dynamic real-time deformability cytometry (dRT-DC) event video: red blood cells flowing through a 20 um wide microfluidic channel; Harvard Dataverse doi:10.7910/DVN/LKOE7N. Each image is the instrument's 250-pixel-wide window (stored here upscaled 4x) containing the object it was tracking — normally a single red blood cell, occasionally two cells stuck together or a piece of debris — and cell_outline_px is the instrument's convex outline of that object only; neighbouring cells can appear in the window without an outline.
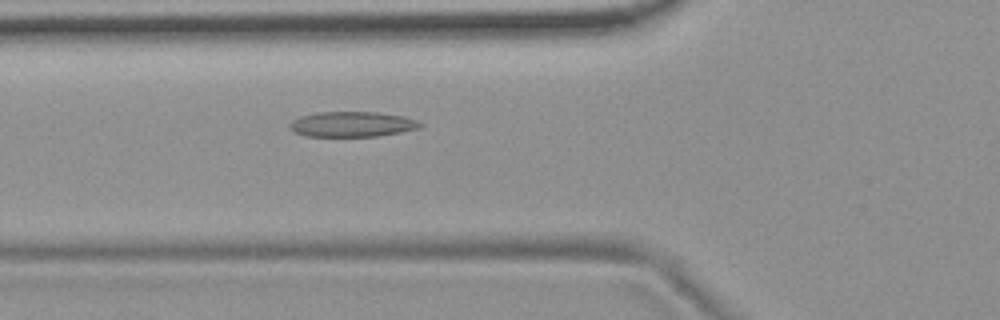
{"species": "common noctule bat (a hibernating species)", "species_latin": "Nyctalus noctula", "temperature_condition": "room temperature", "stored_images_in_passage": 5, "camera_frame_rate_fps": 3000, "um_per_image_px": 0.085, "animal": {"sex": "female", "body_mass_g": 19.9}, "frame": {"image": 1, "passage_image": 5, "time_ms": 5.333, "image_size_px": [1000, 320], "cell_outline_px": [[424, 124], [420, 128], [380, 136], [308, 136], [296, 132], [288, 128], [288, 124], [292, 120], [300, 116], [316, 112], [380, 112], [404, 116], [416, 120]], "centroid_in_image_um": [29.94, 10.55], "position_along_channel_um": 95.9, "area_um2": 19.31}}